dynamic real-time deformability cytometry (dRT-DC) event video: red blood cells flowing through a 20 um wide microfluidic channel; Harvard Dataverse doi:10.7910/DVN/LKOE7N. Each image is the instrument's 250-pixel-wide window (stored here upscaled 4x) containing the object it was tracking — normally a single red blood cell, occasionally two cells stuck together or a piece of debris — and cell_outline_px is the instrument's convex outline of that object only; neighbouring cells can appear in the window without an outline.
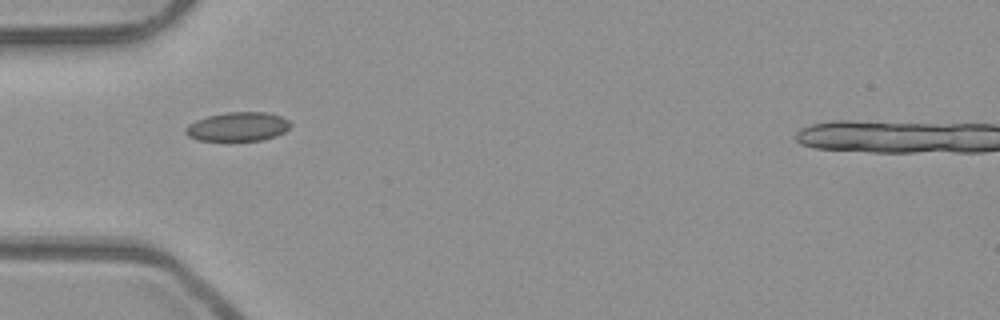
{"species": "common noctule bat (a hibernating species)", "species_latin": "Nyctalus noctula", "temperature_condition": "room temperature", "stored_images_in_passage": 7, "camera_frame_rate_fps": 3000, "um_per_image_px": 0.085, "animal": {"sex": "male", "body_mass_g": 23.1, "forearm_length_mm": 52.7}, "frame": {"image": 1, "passage_image": 1, "time_ms": 0.0, "image_size_px": [1000, 320], "cell_outline_px": [[292, 124], [284, 132], [276, 136], [264, 140], [200, 140], [188, 136], [184, 132], [184, 128], [188, 124], [196, 120], [208, 116], [228, 112], [268, 112], [280, 116], [288, 120]], "centroid_in_image_um": [20.22, 10.76], "position_along_channel_um": 64.8, "area_um2": 17.69}}